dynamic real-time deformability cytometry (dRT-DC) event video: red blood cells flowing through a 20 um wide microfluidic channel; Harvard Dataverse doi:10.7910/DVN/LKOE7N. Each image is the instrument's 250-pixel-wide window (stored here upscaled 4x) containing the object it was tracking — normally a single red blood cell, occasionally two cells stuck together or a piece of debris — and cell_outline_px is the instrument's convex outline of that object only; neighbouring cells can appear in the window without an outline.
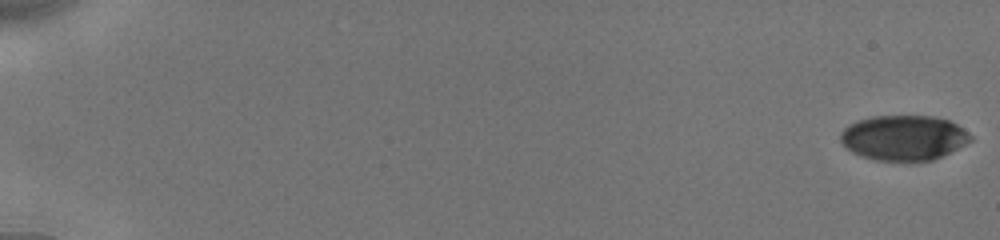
{"species": "human", "species_latin": "Homo sapiens", "temperature_condition": "cold", "stored_images_in_passage": 56, "camera_frame_rate_fps": 3000, "um_per_image_px": 0.085, "donor": {"sex": "male"}, "frame": {"image": 1, "passage_image": 1, "time_ms": 0.0, "image_size_px": [1000, 240], "cell_outline_px": [[972, 140], [932, 160], [872, 160], [860, 156], [852, 152], [840, 140], [840, 132], [848, 124], [872, 116], [932, 116], [948, 120], [956, 124], [968, 132], [972, 136]], "centroid_in_image_um": [76.78, 11.7], "position_along_channel_um": 8.2, "area_um2": 33.81}}
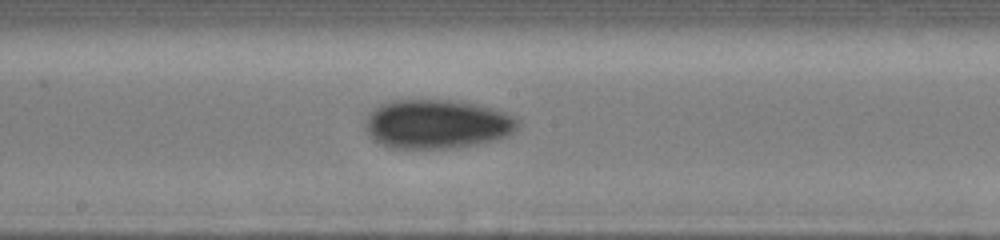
{"frame": {"image": 2, "passage_image": 33, "time_ms": 10.333, "image_size_px": [1000, 240], "cell_outline_px": [[520, 124], [508, 136], [480, 144], [452, 148], [388, 148], [380, 144], [368, 132], [364, 124], [368, 116], [380, 104], [396, 100], [464, 100], [492, 108], [516, 116], [520, 120]], "centroid_in_image_um": [37.2, 10.54], "position_along_channel_um": 211.0, "area_um2": 43.87}}
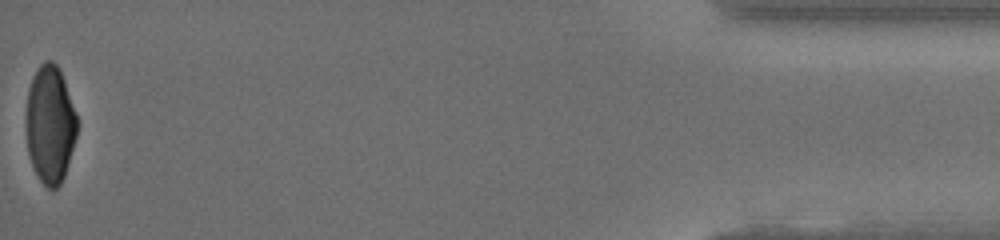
{"frame": {"image": 3, "passage_image": 56, "time_ms": 18.0, "image_size_px": [1000, 240], "cell_outline_px": [[76, 136], [64, 176], [60, 184], [56, 188], [48, 188], [40, 180], [32, 164], [28, 152], [28, 88], [32, 76], [40, 64], [44, 60], [52, 60], [60, 68], [76, 112]], "centroid_in_image_um": [4.28, 10.52], "position_along_channel_um": 430.9, "area_um2": 34.33}, "authors_computed_cell_mechanics": {"area_um2": 38.5815, "velocity_mm_per_s": 3.9124, "shape_relaxation_time_tau1_ms": 6.01, "shape_relaxation_time_tau2_ms": 3.2186, "deformation_change_tau1": 0.1355, "deformation_change_tau2": 0.0645}}